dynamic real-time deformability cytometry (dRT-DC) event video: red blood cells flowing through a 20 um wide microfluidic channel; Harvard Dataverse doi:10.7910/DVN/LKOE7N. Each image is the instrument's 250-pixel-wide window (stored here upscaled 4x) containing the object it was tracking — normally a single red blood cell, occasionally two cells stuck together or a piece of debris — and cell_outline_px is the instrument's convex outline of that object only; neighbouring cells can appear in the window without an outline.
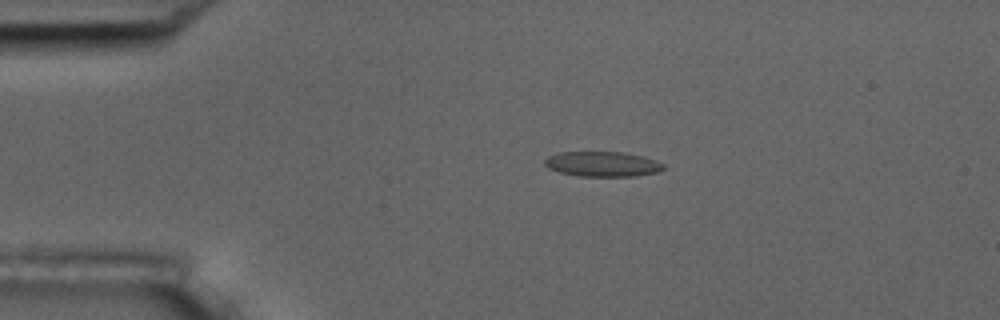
{"species": "common noctule bat (a hibernating species)", "species_latin": "Nyctalus noctula", "temperature_condition": "room temperature", "stored_images_in_passage": 4, "camera_frame_rate_fps": 3000, "um_per_image_px": 0.085, "animal": {"sex": "male", "body_mass_g": 17.5, "forearm_length_mm": 52.3}, "frame": {"image": 1, "passage_image": 3, "time_ms": 3.0, "image_size_px": [1000, 320], "cell_outline_px": [[664, 168], [660, 172], [636, 176], [576, 176], [560, 172], [548, 168], [544, 164], [544, 160], [548, 156], [560, 152], [624, 152], [656, 160], [664, 164]], "centroid_in_image_um": [51.21, 13.95], "position_along_channel_um": 33.8, "area_um2": 17.4}}